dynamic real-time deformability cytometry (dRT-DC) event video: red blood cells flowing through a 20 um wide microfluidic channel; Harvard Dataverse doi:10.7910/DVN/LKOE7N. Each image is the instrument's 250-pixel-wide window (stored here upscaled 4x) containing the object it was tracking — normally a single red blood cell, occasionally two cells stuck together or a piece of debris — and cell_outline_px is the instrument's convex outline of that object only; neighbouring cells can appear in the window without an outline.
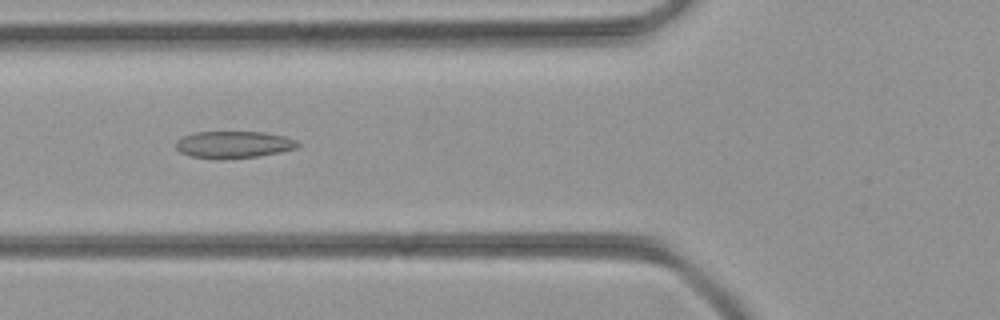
{"species": "common noctule bat (a hibernating species)", "species_latin": "Nyctalus noctula", "temperature_condition": "room temperature", "stored_images_in_passage": 50, "camera_frame_rate_fps": 3000, "um_per_image_px": 0.085, "animal": {"sex": "female", "body_mass_g": 21.9}, "frame": {"image": 1, "passage_image": 19, "time_ms": 6.0, "image_size_px": [1000, 320], "cell_outline_px": [[300, 144], [296, 148], [280, 152], [256, 156], [220, 160], [212, 160], [192, 156], [180, 152], [176, 148], [176, 140], [192, 132], [264, 132], [284, 136], [296, 140]], "centroid_in_image_um": [19.82, 12.3], "position_along_channel_um": 106.0, "area_um2": 19.31}}
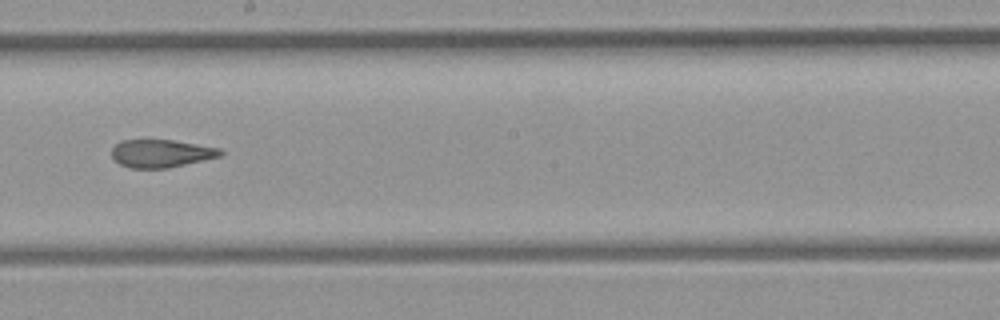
{"frame": {"image": 2, "passage_image": 28, "time_ms": 9.0, "image_size_px": [1000, 320], "cell_outline_px": [[224, 152], [220, 156], [168, 168], [132, 168], [120, 164], [112, 156], [112, 148], [120, 140], [172, 140], [220, 148]], "centroid_in_image_um": [13.69, 13.04], "position_along_channel_um": 234.5, "area_um2": 17.46}}
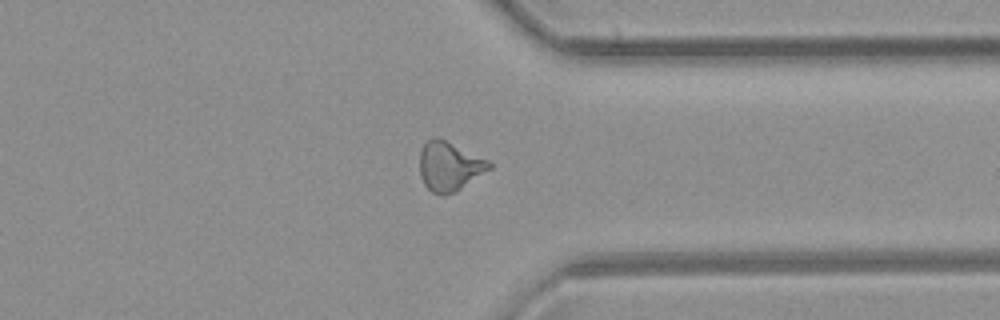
{"frame": {"image": 3, "passage_image": 38, "time_ms": 12.333, "image_size_px": [1000, 320], "cell_outline_px": [[492, 168], [456, 192], [444, 196], [440, 196], [432, 192], [424, 184], [420, 176], [420, 152], [424, 144], [428, 140], [436, 136], [488, 160], [492, 164]], "centroid_in_image_um": [38.19, 14.16], "position_along_channel_um": 373.2, "area_um2": 19.94}}